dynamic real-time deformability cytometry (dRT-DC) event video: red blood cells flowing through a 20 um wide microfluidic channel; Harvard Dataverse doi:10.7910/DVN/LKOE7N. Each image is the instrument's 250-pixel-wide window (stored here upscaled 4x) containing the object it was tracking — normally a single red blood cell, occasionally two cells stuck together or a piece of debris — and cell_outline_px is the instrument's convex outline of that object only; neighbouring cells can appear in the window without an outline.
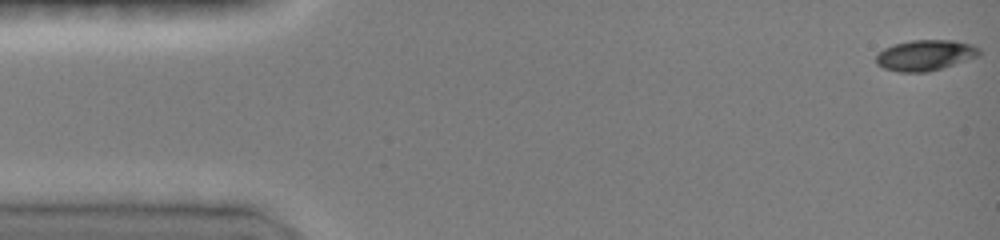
{"species": "common noctule bat (a hibernating species)", "species_latin": "Nyctalus noctula", "temperature_condition": "room temperature", "stored_images_in_passage": 2, "camera_frame_rate_fps": 3000, "um_per_image_px": 0.085, "animal": {"sex": "female", "body_mass_g": 19.0, "forearm_length_mm": 51.5}, "frame": {"image": 1, "passage_image": 1, "time_ms": 0.0, "image_size_px": [1000, 240], "cell_outline_px": [[980, 56], [928, 72], [900, 72], [884, 68], [876, 64], [876, 56], [884, 48], [892, 44], [912, 40], [952, 40], [972, 44], [980, 48]], "centroid_in_image_um": [78.65, 4.69], "position_along_channel_um": 6.3, "area_um2": 18.5}}